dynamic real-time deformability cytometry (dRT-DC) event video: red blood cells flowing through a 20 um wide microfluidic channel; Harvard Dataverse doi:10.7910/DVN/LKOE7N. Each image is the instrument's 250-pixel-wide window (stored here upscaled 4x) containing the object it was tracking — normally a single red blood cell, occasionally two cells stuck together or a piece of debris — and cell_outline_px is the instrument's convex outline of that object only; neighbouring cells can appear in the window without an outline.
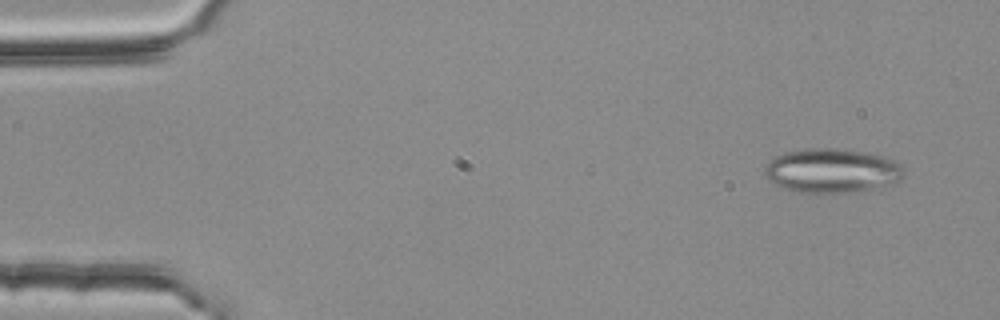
{"species": "common noctule bat (a hibernating species)", "species_latin": "Nyctalus noctula", "temperature_condition": "room temperature", "stored_images_in_passage": 5, "camera_frame_rate_fps": 3000, "um_per_image_px": 0.085, "animal": {"sex": "female", "body_mass_g": 25.1}, "frame": {"image": 1, "passage_image": 5, "time_ms": 1.333, "image_size_px": [1000, 320], "cell_outline_px": [[904, 176], [900, 180], [892, 184], [872, 188], [848, 192], [800, 192], [784, 188], [768, 180], [764, 176], [764, 168], [776, 156], [788, 152], [808, 148], [836, 148], [864, 152], [880, 156], [892, 160], [900, 164], [904, 172]], "centroid_in_image_um": [70.71, 14.5], "position_along_channel_um": 14.3, "area_um2": 35.37}}